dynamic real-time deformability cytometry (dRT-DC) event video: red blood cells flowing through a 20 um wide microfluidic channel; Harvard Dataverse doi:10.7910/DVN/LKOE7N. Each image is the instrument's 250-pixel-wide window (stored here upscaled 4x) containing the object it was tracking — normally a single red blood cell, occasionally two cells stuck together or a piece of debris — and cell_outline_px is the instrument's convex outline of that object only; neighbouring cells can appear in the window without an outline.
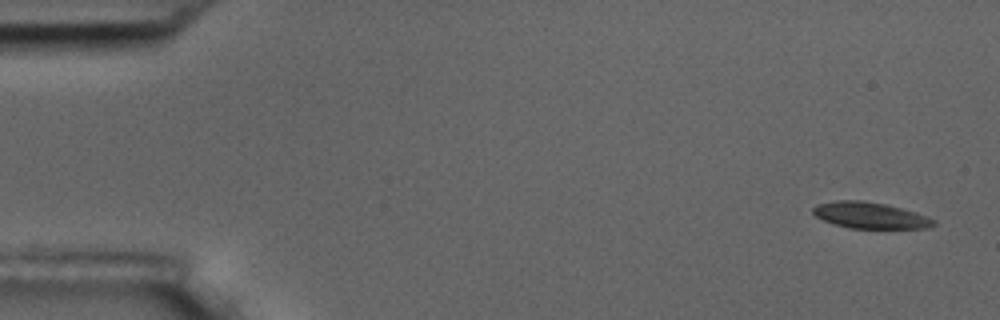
{"species": "common noctule bat (a hibernating species)", "species_latin": "Nyctalus noctula", "temperature_condition": "room temperature", "stored_images_in_passage": 6, "segment_of_instrument_passage": [1, 2], "camera_frame_rate_fps": 3000, "um_per_image_px": 0.085, "animal": {"sex": "male", "body_mass_g": 17.5, "forearm_length_mm": 52.3}, "frame": {"image": 1, "passage_image": 1, "time_ms": 0.0, "image_size_px": [1000, 320], "cell_outline_px": [[936, 224], [928, 228], [848, 228], [824, 220], [816, 216], [812, 212], [812, 208], [816, 204], [836, 200], [864, 200], [888, 204], [916, 212], [936, 220]], "centroid_in_image_um": [73.97, 18.29], "position_along_channel_um": 11.0, "area_um2": 18.55}}
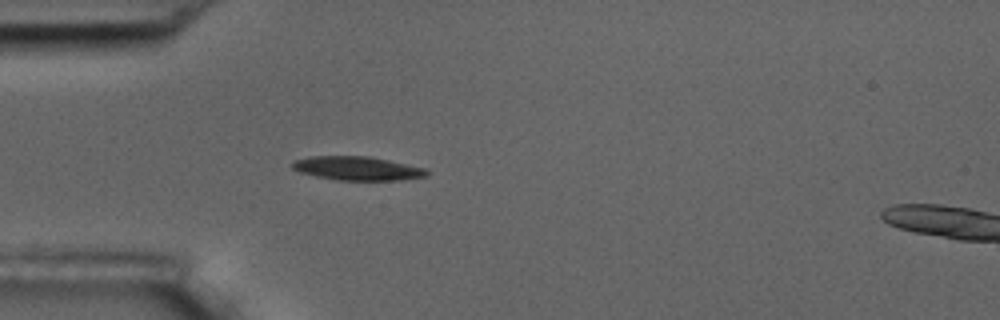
{"frame": {"image": 2, "passage_image": 5, "time_ms": 4.667, "image_size_px": [1000, 320], "cell_outline_px": [[432, 172], [428, 176], [400, 180], [336, 180], [316, 176], [300, 172], [292, 168], [292, 160], [312, 156], [368, 156], [388, 160], [424, 168]], "centroid_in_image_um": [30.38, 14.31], "position_along_channel_um": 54.6, "area_um2": 18.67}}